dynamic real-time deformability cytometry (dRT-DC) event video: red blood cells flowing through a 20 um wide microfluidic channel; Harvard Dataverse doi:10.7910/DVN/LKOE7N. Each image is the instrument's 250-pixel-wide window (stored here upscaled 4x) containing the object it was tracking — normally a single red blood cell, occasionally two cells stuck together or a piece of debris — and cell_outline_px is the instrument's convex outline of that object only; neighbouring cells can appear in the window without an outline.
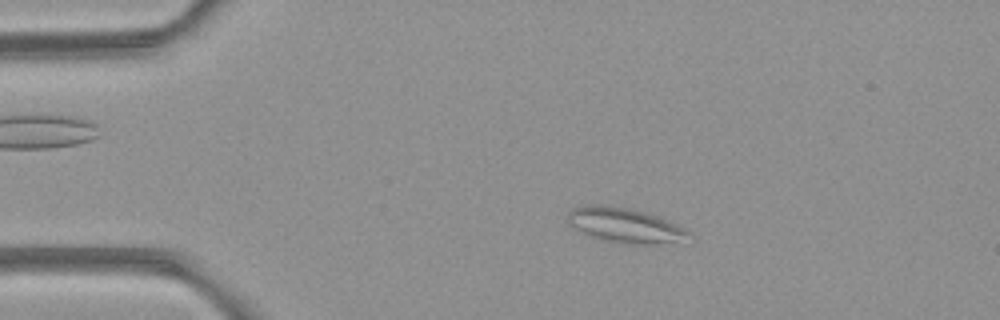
{"species": "common noctule bat (a hibernating species)", "species_latin": "Nyctalus noctula", "temperature_condition": "room temperature", "stored_images_in_passage": 4, "camera_frame_rate_fps": 3000, "um_per_image_px": 0.085, "animal": {"sex": "female", "body_mass_g": 21.9}, "frame": {"image": 1, "passage_image": 3, "time_ms": 2.333, "image_size_px": [1000, 320], "cell_outline_px": [[692, 232], [672, 240], [652, 244], [636, 244], [608, 240], [592, 236], [568, 224], [568, 212], [572, 208], [584, 204], [596, 204], [628, 208], [660, 216]], "centroid_in_image_um": [53.02, 19.09], "position_along_channel_um": 32.0, "area_um2": 23.58}}